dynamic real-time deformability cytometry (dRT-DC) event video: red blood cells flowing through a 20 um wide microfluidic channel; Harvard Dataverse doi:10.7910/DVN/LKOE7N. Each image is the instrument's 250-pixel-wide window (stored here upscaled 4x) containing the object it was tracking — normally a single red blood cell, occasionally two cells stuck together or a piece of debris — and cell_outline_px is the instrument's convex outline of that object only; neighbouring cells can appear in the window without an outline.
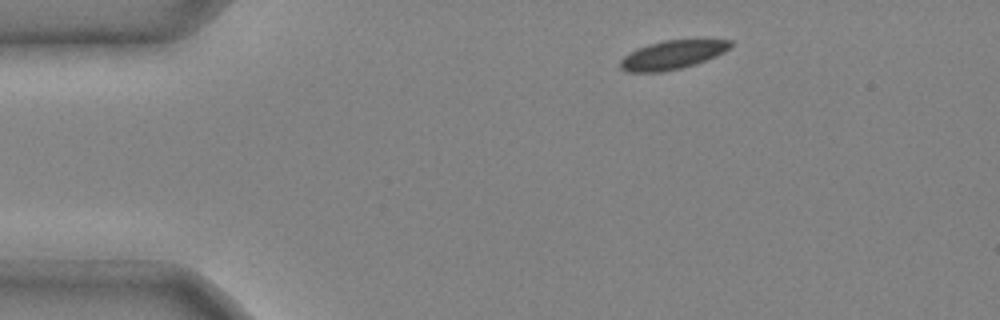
{"species": "common noctule bat (a hibernating species)", "species_latin": "Nyctalus noctula", "temperature_condition": "cold", "stored_images_in_passage": 5, "camera_frame_rate_fps": 3000, "um_per_image_px": 0.085, "animal": {"sex": "male", "body_mass_g": 20.4}, "frame": {"image": 1, "passage_image": 1, "time_ms": 0.0, "image_size_px": [1000, 320], "cell_outline_px": [[732, 44], [724, 52], [716, 56], [680, 68], [660, 72], [628, 72], [620, 68], [620, 60], [624, 56], [636, 48], [648, 44], [664, 40], [732, 40]], "centroid_in_image_um": [57.09, 4.66], "position_along_channel_um": 27.9, "area_um2": 18.15}}
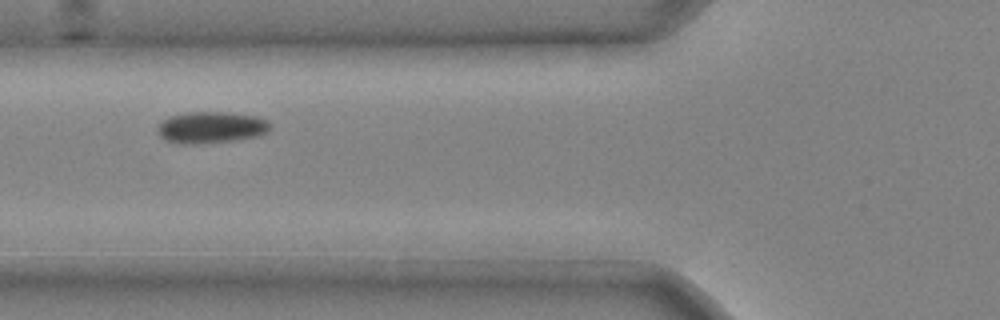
{"frame": {"image": 2, "passage_image": 4, "time_ms": 1.0, "image_size_px": [1000, 320], "cell_outline_px": [[272, 128], [268, 132], [260, 136], [236, 140], [204, 144], [176, 144], [164, 140], [160, 136], [156, 128], [168, 116], [188, 112], [224, 112], [256, 116], [268, 120]], "centroid_in_image_um": [17.95, 10.85], "position_along_channel_um": 107.8, "area_um2": 21.15}}
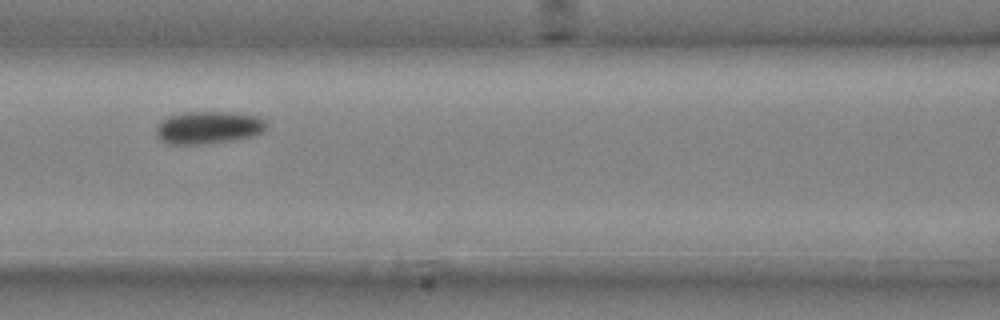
{"frame": {"image": 3, "passage_image": 5, "time_ms": 1.333, "image_size_px": [1000, 320], "cell_outline_px": [[268, 124], [264, 132], [256, 136], [232, 140], [200, 144], [172, 144], [160, 140], [156, 136], [156, 128], [168, 116], [188, 112], [228, 112], [256, 116], [264, 120]], "centroid_in_image_um": [17.75, 10.85], "position_along_channel_um": 148.8, "area_um2": 20.81}}